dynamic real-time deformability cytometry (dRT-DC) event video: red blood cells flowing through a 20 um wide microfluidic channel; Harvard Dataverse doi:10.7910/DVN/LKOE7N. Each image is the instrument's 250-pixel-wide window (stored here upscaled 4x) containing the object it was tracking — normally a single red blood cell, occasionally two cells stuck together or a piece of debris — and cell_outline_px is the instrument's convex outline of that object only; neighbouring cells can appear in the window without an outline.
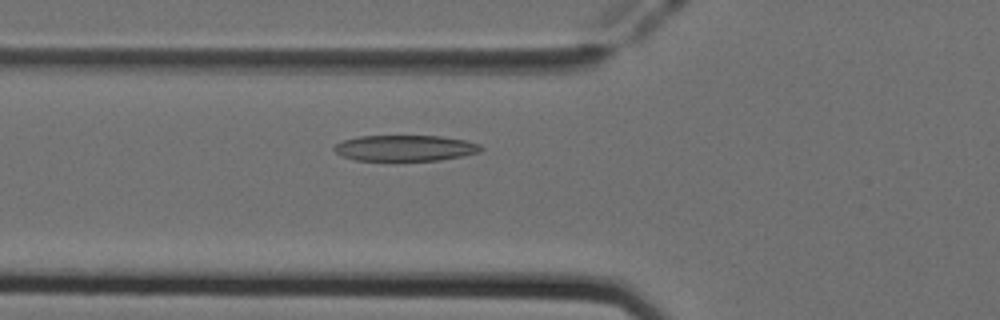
{"species": "Egyptian fruit bat (a non-hibernating species)", "species_latin": "Rousettus aegyptiacus", "temperature_condition": "cold", "stored_images_in_passage": 50, "camera_frame_rate_fps": 3000, "um_per_image_px": 0.085, "animal": {"sex": "female"}, "frame": {"image": 1, "passage_image": 17, "time_ms": 5.333, "image_size_px": [1000, 320], "cell_outline_px": [[484, 148], [480, 152], [440, 160], [356, 160], [340, 156], [332, 148], [336, 144], [344, 140], [360, 136], [440, 136], [464, 140], [480, 144]], "centroid_in_image_um": [34.43, 12.58], "position_along_channel_um": 91.4, "area_um2": 22.02}}
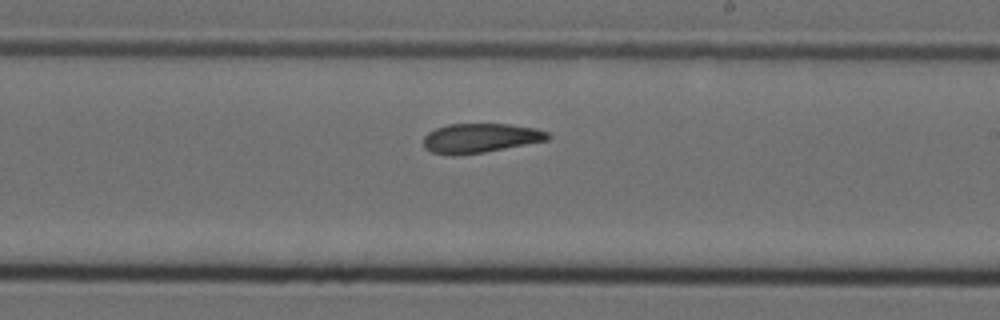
{"frame": {"image": 2, "passage_image": 29, "time_ms": 9.333, "image_size_px": [1000, 320], "cell_outline_px": [[552, 136], [548, 140], [484, 152], [456, 156], [452, 156], [432, 152], [424, 148], [424, 136], [428, 132], [436, 128], [448, 124], [508, 124], [536, 128], [548, 132]], "centroid_in_image_um": [40.82, 11.74], "position_along_channel_um": 248.2, "area_um2": 21.39}}
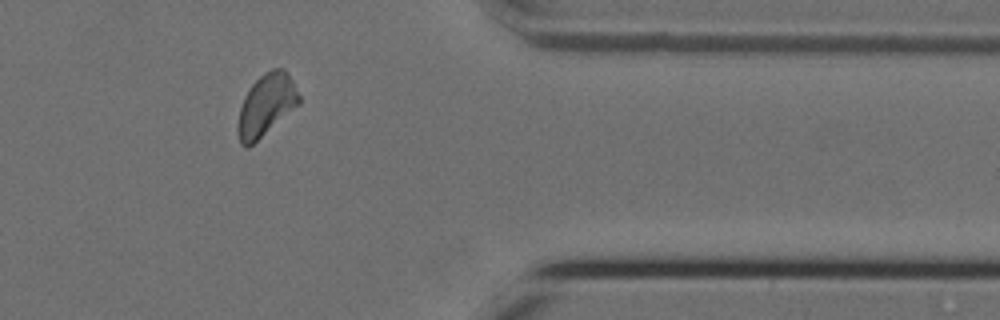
{"frame": {"image": 3, "passage_image": 41, "time_ms": 13.333, "image_size_px": [1000, 320], "cell_outline_px": [[300, 104], [248, 148], [244, 148], [240, 144], [236, 132], [236, 124], [240, 108], [244, 96], [252, 84], [264, 72], [272, 68], [284, 68], [292, 80], [300, 96]], "centroid_in_image_um": [22.6, 8.95], "position_along_channel_um": 388.8, "area_um2": 22.25}, "authors_computed_cell_mechanics": {"area_um2": 22.253, "velocity_mm_per_s": 3.9224, "shape_relaxation_time_tau1_ms": 10.252, "shape_relaxation_time_tau2_ms": 2.5664, "deformation_change_tau1": 0.2132, "deformation_change_tau2": 0.0927}}